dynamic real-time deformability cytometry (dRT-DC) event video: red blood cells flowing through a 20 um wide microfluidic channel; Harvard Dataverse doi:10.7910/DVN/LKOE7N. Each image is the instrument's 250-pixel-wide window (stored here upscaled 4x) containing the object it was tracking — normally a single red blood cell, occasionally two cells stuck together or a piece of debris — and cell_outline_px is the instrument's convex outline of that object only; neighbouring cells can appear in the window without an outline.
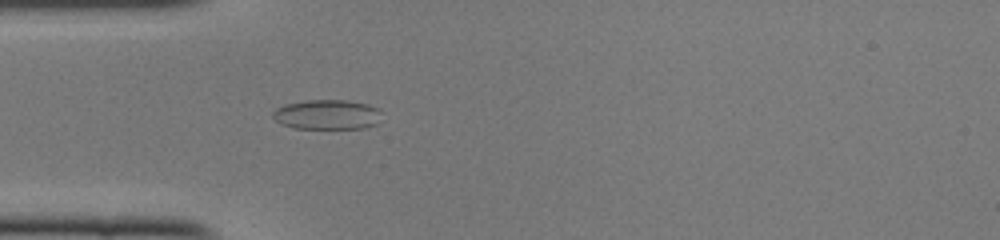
{"species": "common noctule bat (a hibernating species)", "species_latin": "Nyctalus noctula", "temperature_condition": "cold", "stored_images_in_passage": 36, "camera_frame_rate_fps": 3000, "um_per_image_px": 0.085, "animal": {"sex": "female", "body_mass_g": 22.0, "forearm_length_mm": 56.7}, "frame": {"image": 1, "passage_image": 1, "time_ms": 0.0, "image_size_px": [1000, 240], "cell_outline_px": [[380, 112], [376, 124], [364, 128], [296, 128], [284, 124], [276, 120], [272, 116], [272, 112], [276, 108], [284, 104], [308, 100], [348, 100], [368, 104], [376, 108]], "centroid_in_image_um": [27.78, 9.72], "position_along_channel_um": 57.2, "area_um2": 18.67}}
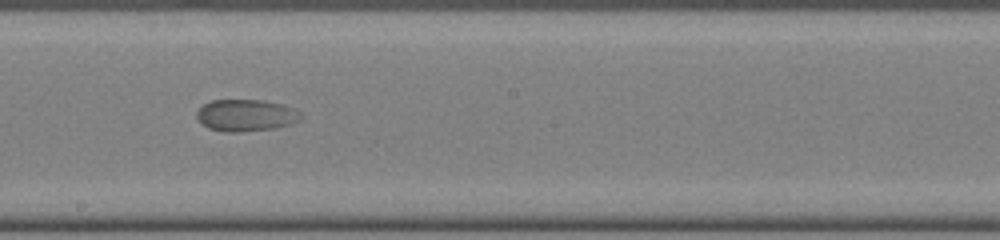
{"frame": {"image": 2, "passage_image": 14, "time_ms": 4.333, "image_size_px": [1000, 240], "cell_outline_px": [[304, 116], [300, 120], [292, 124], [276, 128], [240, 132], [224, 132], [208, 128], [196, 116], [196, 112], [204, 104], [212, 100], [264, 100], [296, 108]], "centroid_in_image_um": [20.96, 9.8], "position_along_channel_um": 227.2, "area_um2": 19.48}}
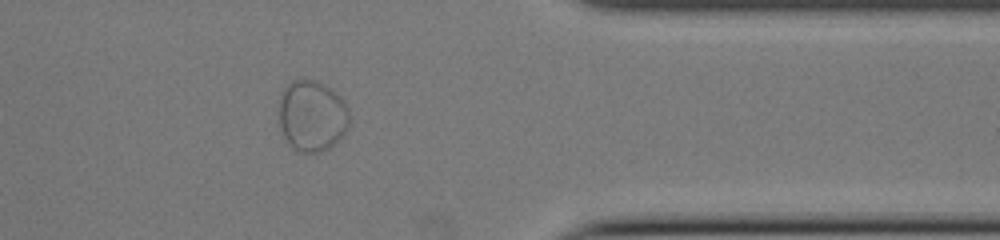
{"frame": {"image": 3, "passage_image": 27, "time_ms": 8.667, "image_size_px": [1000, 240], "cell_outline_px": [[348, 128], [344, 136], [328, 148], [320, 152], [300, 152], [288, 144], [280, 128], [280, 92], [292, 80], [300, 76], [316, 80], [332, 88], [340, 96], [348, 108]], "centroid_in_image_um": [26.52, 9.8], "position_along_channel_um": 384.9, "area_um2": 29.65}}